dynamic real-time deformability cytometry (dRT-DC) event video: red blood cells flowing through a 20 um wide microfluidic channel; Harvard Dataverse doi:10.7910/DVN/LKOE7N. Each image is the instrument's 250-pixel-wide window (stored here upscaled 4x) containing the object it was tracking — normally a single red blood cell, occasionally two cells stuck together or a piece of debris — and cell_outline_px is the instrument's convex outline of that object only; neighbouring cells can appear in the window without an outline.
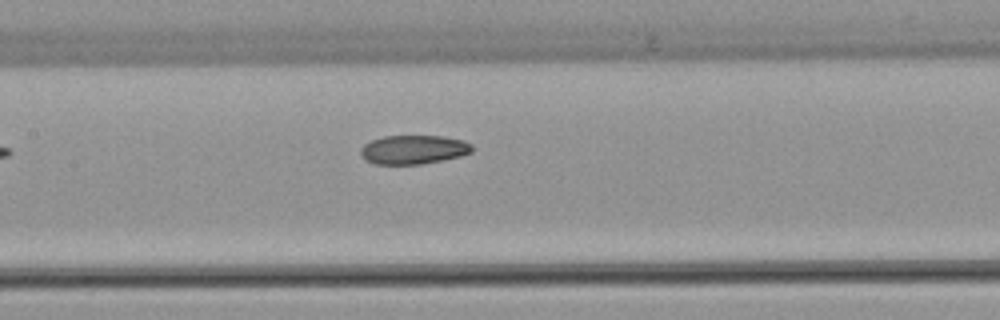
{"species": "common noctule bat (a hibernating species)", "species_latin": "Nyctalus noctula", "temperature_condition": "warm", "stored_images_in_passage": 6, "camera_frame_rate_fps": 3000, "um_per_image_px": 0.085, "animal": {"sex": "female", "body_mass_g": 22.7, "forearm_length_mm": 54.2}, "frame": {"image": 1, "passage_image": 6, "time_ms": 6.0, "image_size_px": [1000, 320], "cell_outline_px": [[472, 152], [460, 156], [444, 160], [420, 164], [372, 164], [364, 160], [360, 156], [360, 148], [364, 144], [372, 140], [384, 136], [440, 136], [464, 140], [472, 144]], "centroid_in_image_um": [35.12, 12.72], "position_along_channel_um": 172.3, "area_um2": 18.96}}